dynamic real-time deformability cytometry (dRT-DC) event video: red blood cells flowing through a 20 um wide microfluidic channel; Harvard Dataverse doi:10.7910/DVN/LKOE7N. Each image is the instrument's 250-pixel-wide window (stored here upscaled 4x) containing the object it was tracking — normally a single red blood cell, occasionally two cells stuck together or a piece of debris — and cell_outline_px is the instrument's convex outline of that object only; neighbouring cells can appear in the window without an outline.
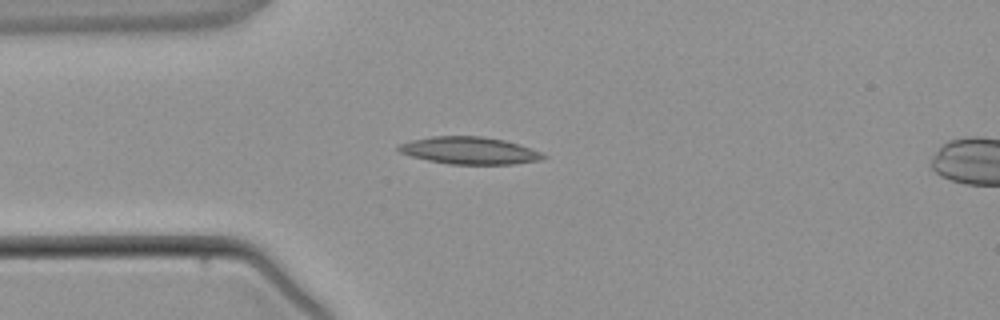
{"species": "common noctule bat (a hibernating species)", "species_latin": "Nyctalus noctula", "temperature_condition": "warm", "stored_images_in_passage": 2, "camera_frame_rate_fps": 3000, "um_per_image_px": 0.085, "animal": {"sex": "male", "body_mass_g": 21.5, "forearm_length_mm": 52.0}, "frame": {"image": 1, "passage_image": 2, "time_ms": 1.333, "image_size_px": [1000, 320], "cell_outline_px": [[548, 156], [540, 160], [512, 164], [448, 164], [428, 160], [412, 156], [400, 152], [396, 148], [400, 144], [412, 140], [432, 136], [480, 136], [504, 140], [540, 152]], "centroid_in_image_um": [39.88, 12.8], "position_along_channel_um": 45.1, "area_um2": 22.66}}